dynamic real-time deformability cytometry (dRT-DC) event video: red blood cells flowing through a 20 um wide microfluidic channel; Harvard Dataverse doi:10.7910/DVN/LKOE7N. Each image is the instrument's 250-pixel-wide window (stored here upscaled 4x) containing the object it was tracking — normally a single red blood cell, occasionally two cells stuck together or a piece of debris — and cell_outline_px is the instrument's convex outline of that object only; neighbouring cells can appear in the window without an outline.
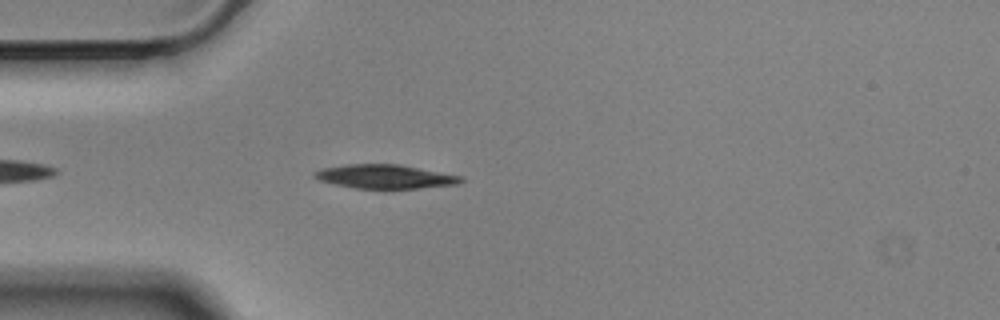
{"species": "Egyptian fruit bat (a non-hibernating species)", "species_latin": "Rousettus aegyptiacus", "temperature_condition": "cold", "stored_images_in_passage": 30, "camera_frame_rate_fps": 3000, "um_per_image_px": 0.085, "animal": {"sex": "male"}, "frame": {"image": 1, "passage_image": 5, "time_ms": 1.333, "image_size_px": [1000, 320], "cell_outline_px": [[464, 180], [456, 184], [416, 188], [356, 188], [336, 184], [320, 180], [312, 176], [312, 172], [320, 168], [344, 164], [400, 164], [460, 176]], "centroid_in_image_um": [32.65, 14.99], "position_along_channel_um": 52.4, "area_um2": 20.17}}
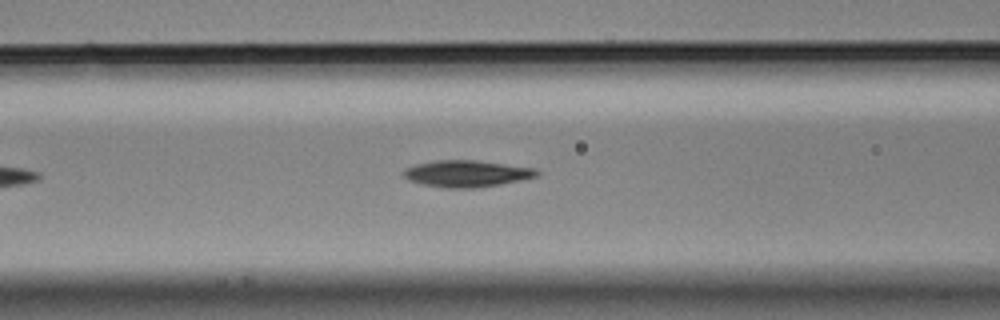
{"frame": {"image": 2, "passage_image": 12, "time_ms": 3.667, "image_size_px": [1000, 320], "cell_outline_px": [[540, 176], [500, 184], [476, 188], [444, 188], [420, 184], [408, 180], [404, 176], [404, 172], [408, 168], [416, 164], [436, 160], [476, 160], [536, 168], [540, 172]], "centroid_in_image_um": [39.7, 14.76], "position_along_channel_um": 126.9, "area_um2": 20.75}}
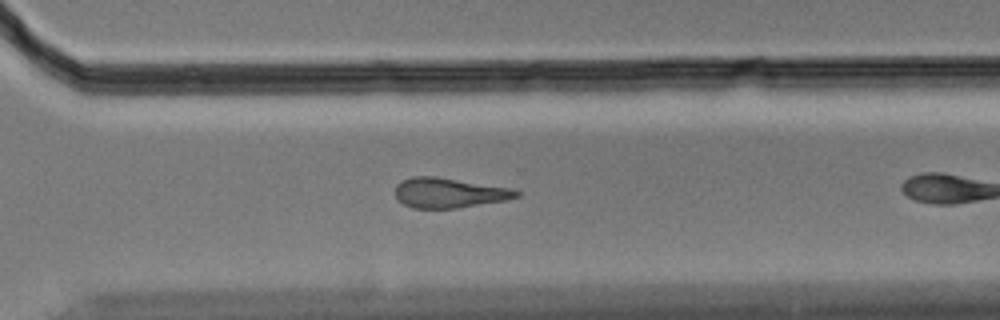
{"frame": {"image": 3, "passage_image": 26, "time_ms": 8.333, "image_size_px": [1000, 320], "cell_outline_px": [[520, 196], [504, 200], [456, 208], [412, 208], [404, 204], [396, 196], [396, 184], [412, 176], [436, 176], [508, 188], [520, 192]], "centroid_in_image_um": [38.13, 16.39], "position_along_channel_um": 332.5, "area_um2": 20.75}}